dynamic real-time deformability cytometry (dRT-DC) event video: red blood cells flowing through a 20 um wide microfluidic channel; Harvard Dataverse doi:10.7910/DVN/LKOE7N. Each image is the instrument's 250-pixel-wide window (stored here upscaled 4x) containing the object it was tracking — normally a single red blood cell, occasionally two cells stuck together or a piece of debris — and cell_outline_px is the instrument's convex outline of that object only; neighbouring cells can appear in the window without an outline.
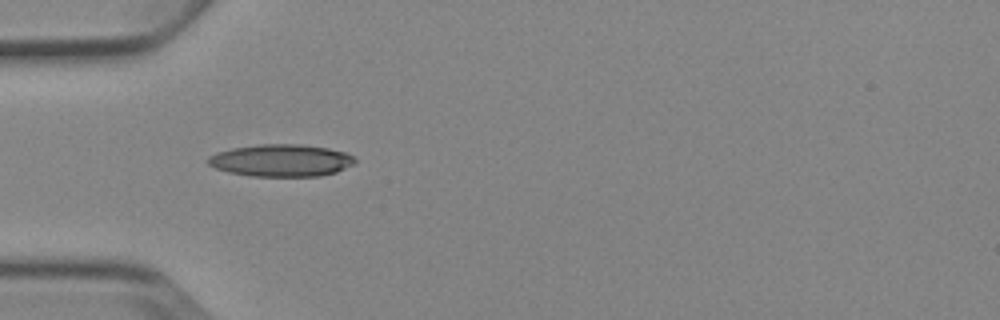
{"species": "Egyptian fruit bat (a non-hibernating species)", "species_latin": "Rousettus aegyptiacus", "temperature_condition": "cold", "stored_images_in_passage": 5, "camera_frame_rate_fps": 3000, "um_per_image_px": 0.085, "animal": {"sex": "female"}, "frame": {"image": 1, "passage_image": 1, "time_ms": 0.0, "image_size_px": [1000, 320], "cell_outline_px": [[356, 160], [352, 164], [336, 172], [320, 176], [248, 176], [228, 172], [216, 168], [208, 164], [208, 156], [216, 152], [232, 148], [260, 144], [300, 144], [328, 148], [344, 152], [352, 156]], "centroid_in_image_um": [23.86, 13.63], "position_along_channel_um": 61.1, "area_um2": 27.51}}
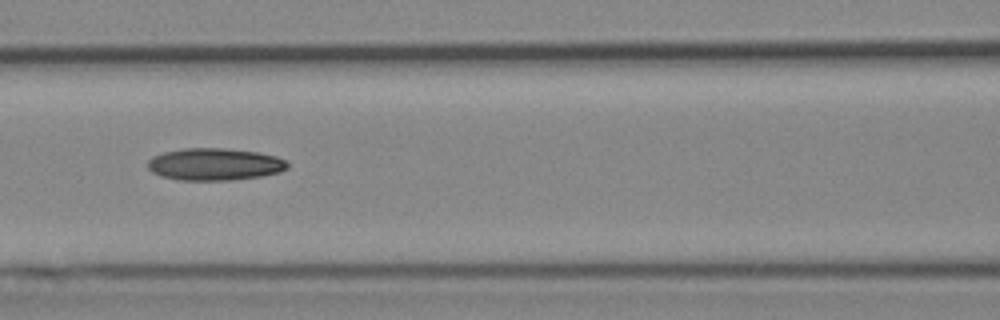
{"frame": {"image": 2, "passage_image": 3, "time_ms": 2.333, "image_size_px": [1000, 320], "cell_outline_px": [[288, 168], [280, 172], [260, 176], [232, 180], [176, 180], [160, 176], [152, 172], [148, 168], [148, 160], [152, 156], [164, 152], [184, 148], [224, 148], [256, 152], [276, 156], [284, 160], [288, 164]], "centroid_in_image_um": [18.21, 13.96], "position_along_channel_um": 148.4, "area_um2": 26.24}}
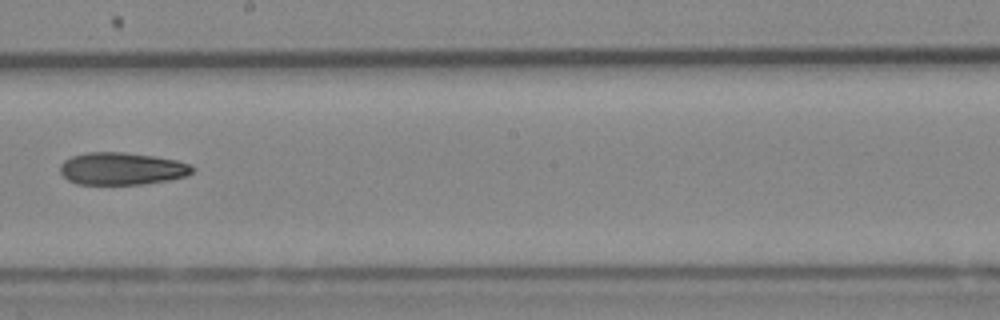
{"frame": {"image": 3, "passage_image": 5, "time_ms": 4.667, "image_size_px": [1000, 320], "cell_outline_px": [[196, 168], [188, 176], [168, 180], [144, 184], [76, 184], [68, 180], [60, 172], [60, 164], [64, 160], [72, 156], [88, 152], [124, 152], [152, 156], [176, 160], [192, 164]], "centroid_in_image_um": [10.38, 14.34], "position_along_channel_um": 237.8, "area_um2": 25.09}}